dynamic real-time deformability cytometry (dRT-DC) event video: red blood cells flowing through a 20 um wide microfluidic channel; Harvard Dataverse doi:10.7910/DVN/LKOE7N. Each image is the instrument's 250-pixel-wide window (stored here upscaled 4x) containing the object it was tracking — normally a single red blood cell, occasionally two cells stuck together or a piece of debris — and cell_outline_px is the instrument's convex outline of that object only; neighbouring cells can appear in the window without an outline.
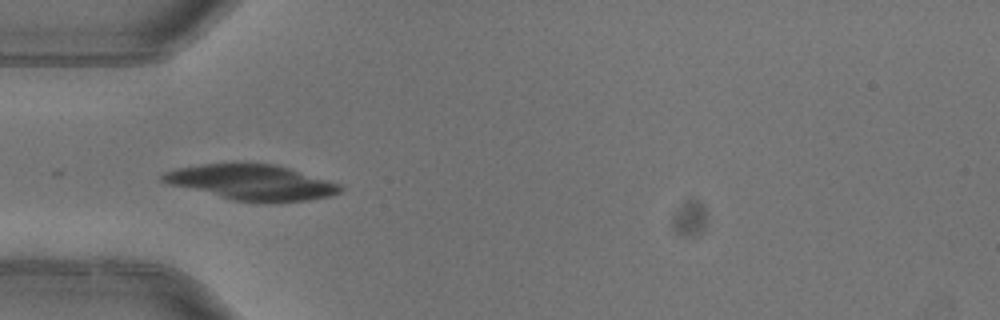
{"species": "common noctule bat (a hibernating species)", "species_latin": "Nyctalus noctula", "temperature_condition": "warm", "stored_images_in_passage": 7, "camera_frame_rate_fps": 3000, "um_per_image_px": 0.085, "animal": {"sex": "female"}, "frame": {"image": 1, "passage_image": 5, "time_ms": 1.333, "image_size_px": [1000, 320], "cell_outline_px": [[344, 188], [340, 192], [332, 196], [308, 200], [280, 204], [264, 204], [232, 200], [164, 184], [160, 180], [160, 176], [176, 168], [204, 164], [272, 164], [288, 168], [340, 184]], "centroid_in_image_um": [21.38, 15.55], "position_along_channel_um": 63.6, "area_um2": 37.05}}